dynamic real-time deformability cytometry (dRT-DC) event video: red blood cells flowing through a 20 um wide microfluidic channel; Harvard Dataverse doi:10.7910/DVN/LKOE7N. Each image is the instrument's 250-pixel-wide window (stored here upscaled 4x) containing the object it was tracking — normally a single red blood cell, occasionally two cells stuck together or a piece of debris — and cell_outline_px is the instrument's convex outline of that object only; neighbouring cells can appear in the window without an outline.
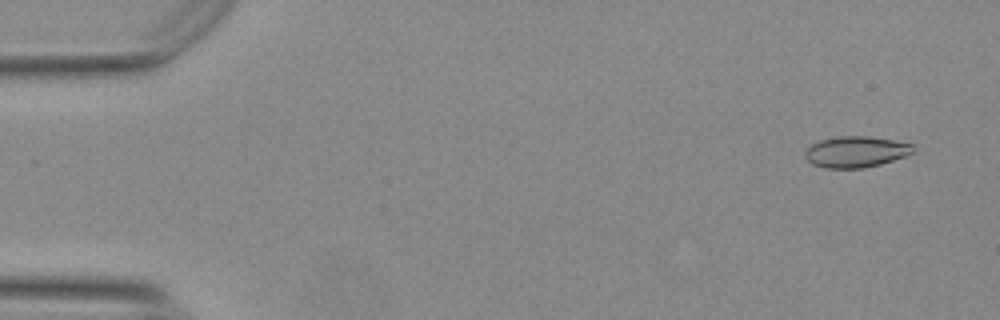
{"species": "Egyptian fruit bat (a non-hibernating species)", "species_latin": "Rousettus aegyptiacus", "temperature_condition": "warm", "stored_images_in_passage": 54, "camera_frame_rate_fps": 3000, "um_per_image_px": 0.085, "animal": {"sex": "female"}, "frame": {"image": 1, "passage_image": 3, "time_ms": 0.667, "image_size_px": [1000, 320], "cell_outline_px": [[916, 148], [912, 152], [904, 156], [880, 164], [864, 168], [824, 168], [812, 164], [804, 156], [804, 152], [812, 144], [820, 140], [840, 136], [868, 136], [892, 140], [912, 144]], "centroid_in_image_um": [72.73, 12.9], "position_along_channel_um": 12.3, "area_um2": 19.48}}
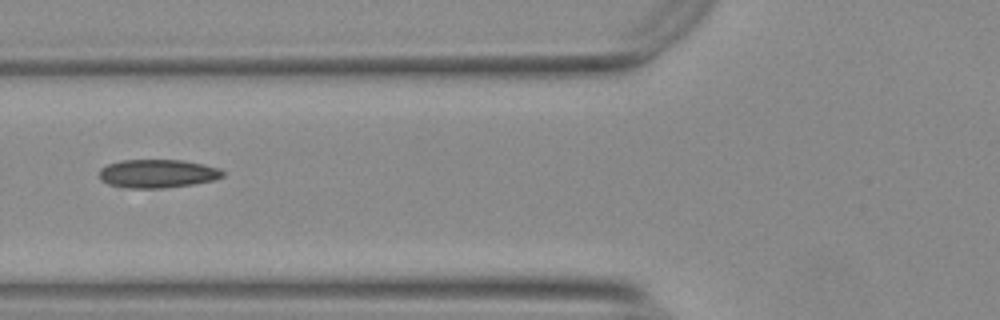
{"frame": {"image": 2, "passage_image": 21, "time_ms": 6.667, "image_size_px": [1000, 320], "cell_outline_px": [[224, 176], [216, 180], [192, 184], [164, 188], [124, 188], [108, 184], [100, 180], [100, 168], [108, 164], [120, 160], [180, 160], [204, 164], [220, 168], [224, 172]], "centroid_in_image_um": [13.39, 14.76], "position_along_channel_um": 112.4, "area_um2": 20.63}}
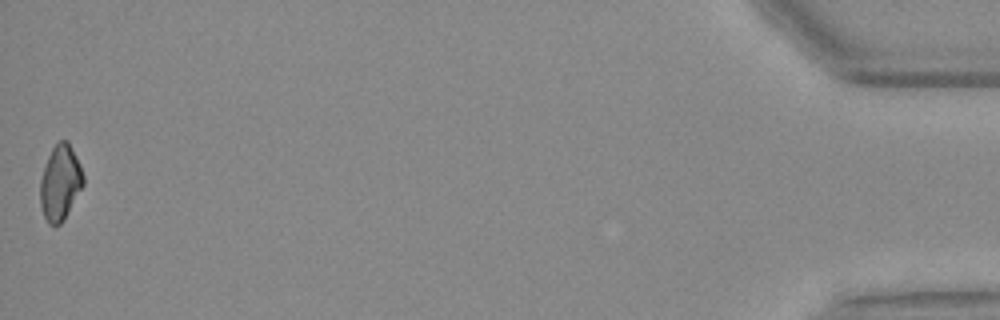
{"frame": {"image": 3, "passage_image": 54, "time_ms": 17.667, "image_size_px": [1000, 320], "cell_outline_px": [[84, 184], [64, 220], [60, 224], [48, 224], [44, 216], [40, 204], [40, 180], [48, 156], [52, 148], [60, 140], [68, 140], [80, 164], [84, 176]], "centroid_in_image_um": [5.12, 15.53], "position_along_channel_um": 430.1, "area_um2": 18.84}, "authors_computed_cell_mechanics": {"area_um2": 19.941, "velocity_mm_per_s": 3.7714, "shape_relaxation_time_tau1_ms": 11.0624, "shape_relaxation_time_tau2_ms": 3.6391, "deformation_change_tau1": 0.2058, "deformation_change_tau2": 0.0947}}